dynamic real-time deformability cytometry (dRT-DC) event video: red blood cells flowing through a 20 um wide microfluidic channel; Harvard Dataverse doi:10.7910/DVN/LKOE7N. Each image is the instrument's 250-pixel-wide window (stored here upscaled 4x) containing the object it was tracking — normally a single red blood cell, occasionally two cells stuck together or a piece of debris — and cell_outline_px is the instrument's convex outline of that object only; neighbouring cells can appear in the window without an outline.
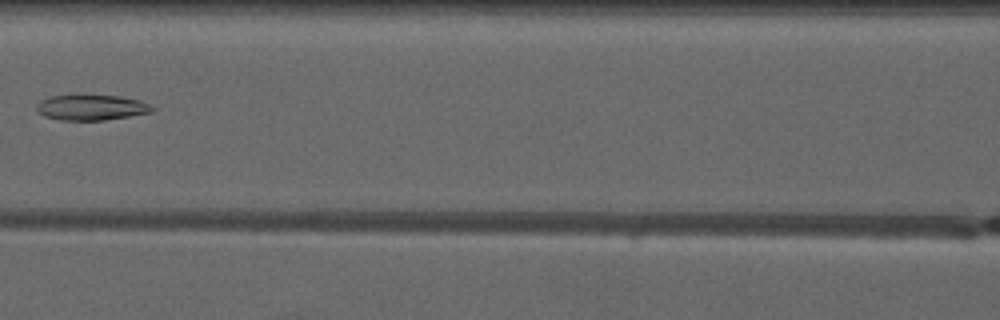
{"species": "common noctule bat (a hibernating species)", "species_latin": "Nyctalus noctula", "temperature_condition": "warm", "stored_images_in_passage": 5, "camera_frame_rate_fps": 3000, "um_per_image_px": 0.085, "animal": {"sex": "male", "forearm_length_mm": 52.5}, "frame": {"image": 1, "passage_image": 4, "time_ms": 3.667, "image_size_px": [1000, 320], "cell_outline_px": [[156, 108], [152, 112], [104, 120], [60, 120], [44, 116], [36, 108], [36, 104], [40, 100], [52, 96], [120, 96], [140, 100]], "centroid_in_image_um": [7.78, 9.14], "position_along_channel_um": 158.8, "area_um2": 16.88}}
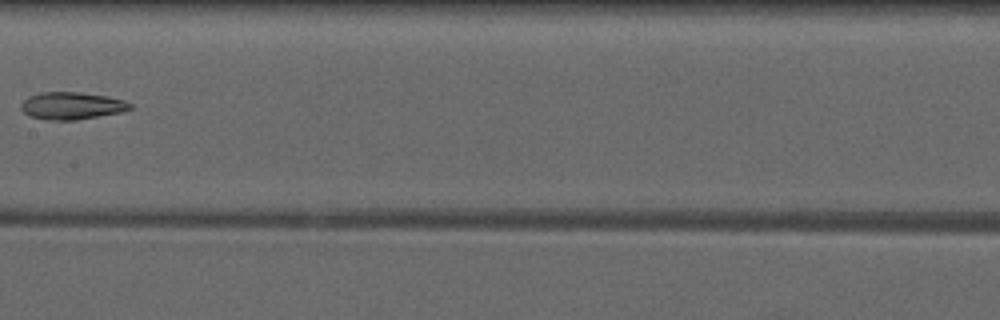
{"frame": {"image": 2, "passage_image": 5, "time_ms": 4.667, "image_size_px": [1000, 320], "cell_outline_px": [[132, 108], [120, 112], [76, 120], [48, 120], [28, 116], [20, 108], [20, 104], [28, 96], [40, 92], [80, 92], [108, 96], [124, 100], [132, 104]], "centroid_in_image_um": [6.07, 8.98], "position_along_channel_um": 201.3, "area_um2": 17.46}}